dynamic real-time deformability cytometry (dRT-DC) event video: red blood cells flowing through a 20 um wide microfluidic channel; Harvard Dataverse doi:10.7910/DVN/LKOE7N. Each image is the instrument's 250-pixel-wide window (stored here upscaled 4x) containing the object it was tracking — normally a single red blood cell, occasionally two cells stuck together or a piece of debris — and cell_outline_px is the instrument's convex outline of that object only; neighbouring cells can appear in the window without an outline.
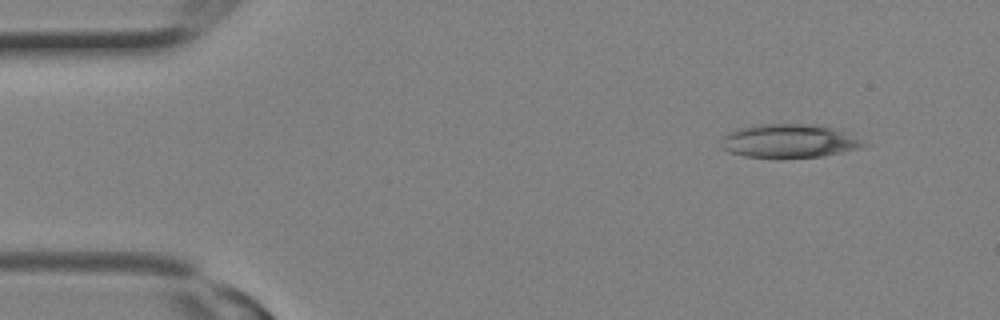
{"species": "Egyptian fruit bat (a non-hibernating species)", "species_latin": "Rousettus aegyptiacus", "temperature_condition": "room temperature", "stored_images_in_passage": 3, "camera_frame_rate_fps": 3000, "um_per_image_px": 0.085, "animal": {"sex": "female"}, "frame": {"image": 1, "passage_image": 3, "time_ms": 0.667, "image_size_px": [1000, 320], "cell_outline_px": [[872, 144], [860, 148], [824, 156], [744, 156], [728, 152], [720, 148], [720, 140], [728, 132], [736, 128], [756, 124], [816, 124], [832, 128]], "centroid_in_image_um": [67.03, 11.96], "position_along_channel_um": 18.0, "area_um2": 27.63}}